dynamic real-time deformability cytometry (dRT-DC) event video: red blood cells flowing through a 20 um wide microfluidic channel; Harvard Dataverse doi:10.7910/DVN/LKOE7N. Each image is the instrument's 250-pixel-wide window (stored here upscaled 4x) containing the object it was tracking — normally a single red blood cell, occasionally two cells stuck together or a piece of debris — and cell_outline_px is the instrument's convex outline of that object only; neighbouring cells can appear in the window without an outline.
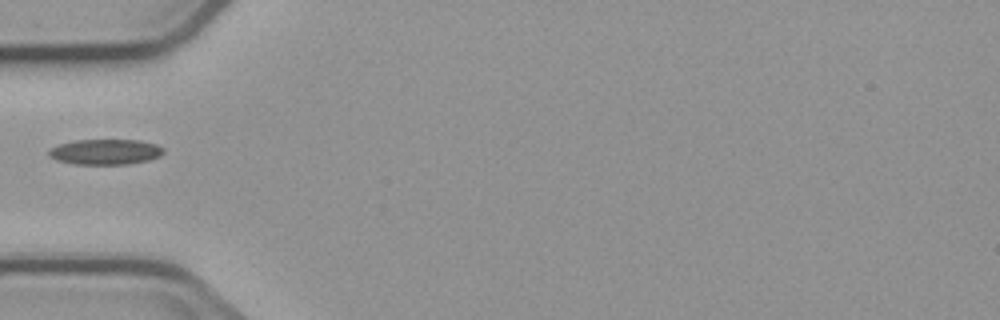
{"species": "common noctule bat (a hibernating species)", "species_latin": "Nyctalus noctula", "temperature_condition": "cold", "stored_images_in_passage": 4, "camera_frame_rate_fps": 3000, "um_per_image_px": 0.085, "animal": {"sex": "male", "body_mass_g": 23.1, "forearm_length_mm": 52.7}, "frame": {"image": 1, "passage_image": 3, "time_ms": 3.333, "image_size_px": [1000, 320], "cell_outline_px": [[164, 152], [160, 156], [148, 160], [128, 164], [72, 164], [56, 160], [48, 156], [48, 152], [52, 148], [60, 144], [76, 140], [140, 140], [156, 144], [164, 148]], "centroid_in_image_um": [8.97, 12.91], "position_along_channel_um": 76.0, "area_um2": 16.99}}
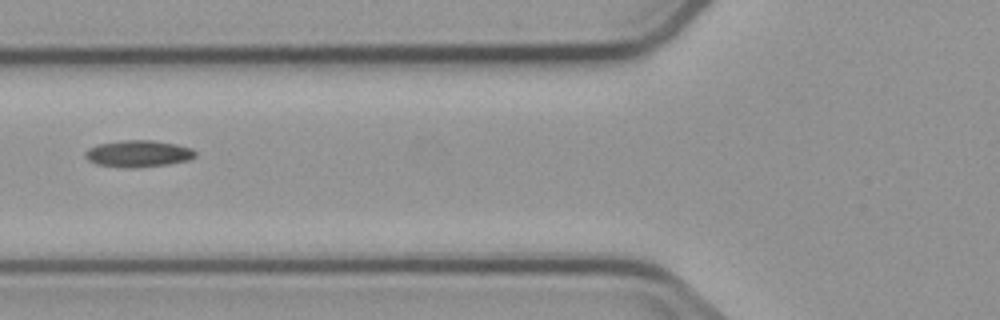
{"frame": {"image": 2, "passage_image": 4, "time_ms": 4.333, "image_size_px": [1000, 320], "cell_outline_px": [[196, 156], [188, 160], [168, 164], [136, 168], [124, 168], [96, 164], [88, 160], [84, 156], [84, 152], [88, 148], [100, 144], [124, 140], [152, 140], [176, 144], [192, 148], [196, 152]], "centroid_in_image_um": [11.75, 13.07], "position_along_channel_um": 114.1, "area_um2": 17.22}}